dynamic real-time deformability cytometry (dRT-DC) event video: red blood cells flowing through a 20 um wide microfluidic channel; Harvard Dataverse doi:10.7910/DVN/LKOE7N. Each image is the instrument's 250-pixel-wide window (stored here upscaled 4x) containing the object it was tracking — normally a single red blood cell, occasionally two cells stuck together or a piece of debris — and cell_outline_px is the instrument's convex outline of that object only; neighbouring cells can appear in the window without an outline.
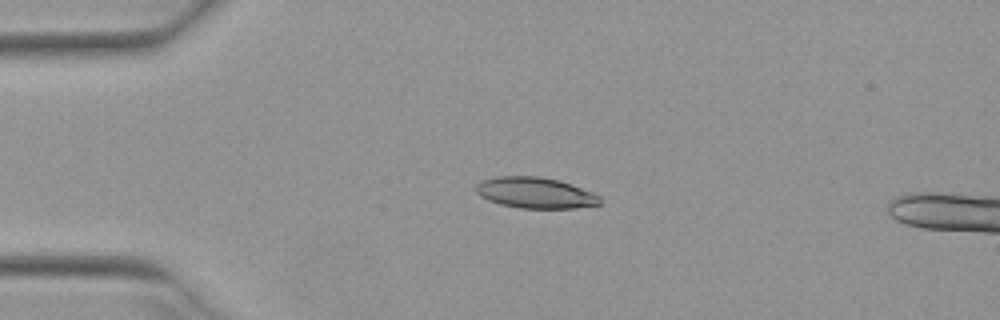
{"species": "Egyptian fruit bat (a non-hibernating species)", "species_latin": "Rousettus aegyptiacus", "temperature_condition": "warm", "stored_images_in_passage": 16, "camera_frame_rate_fps": 3000, "um_per_image_px": 0.085, "animal": {"sex": "female"}, "frame": {"image": 1, "passage_image": 12, "time_ms": 3.667, "image_size_px": [1000, 320], "cell_outline_px": [[600, 204], [576, 208], [520, 208], [500, 204], [488, 200], [480, 196], [476, 192], [476, 184], [484, 180], [496, 176], [540, 176], [560, 180], [572, 184], [592, 192], [600, 196]], "centroid_in_image_um": [45.5, 16.38], "position_along_channel_um": 39.5, "area_um2": 22.43}}